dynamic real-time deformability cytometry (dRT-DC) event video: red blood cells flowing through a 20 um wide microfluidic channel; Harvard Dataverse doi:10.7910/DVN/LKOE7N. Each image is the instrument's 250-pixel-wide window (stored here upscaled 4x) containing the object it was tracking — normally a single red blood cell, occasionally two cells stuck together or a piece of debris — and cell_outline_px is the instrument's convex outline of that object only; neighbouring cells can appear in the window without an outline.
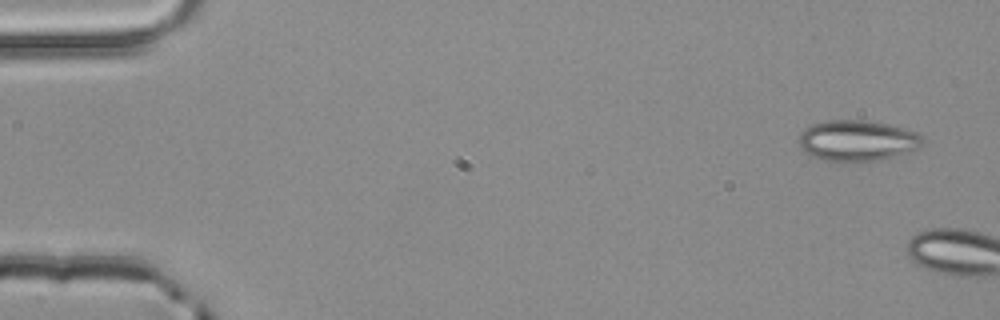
{"species": "common noctule bat (a hibernating species)", "species_latin": "Nyctalus noctula", "temperature_condition": "room temperature", "stored_images_in_passage": 4, "camera_frame_rate_fps": 3000, "um_per_image_px": 0.085, "animal": {"sex": "male", "body_mass_g": 20.4}, "frame": {"image": 1, "passage_image": 1, "time_ms": 0.0, "image_size_px": [1000, 320], "cell_outline_px": [[924, 144], [920, 148], [888, 160], [848, 164], [840, 164], [824, 160], [812, 156], [804, 152], [800, 148], [800, 132], [804, 128], [812, 124], [824, 120], [864, 120], [888, 124], [916, 132], [924, 136]], "centroid_in_image_um": [72.9, 12.0], "position_along_channel_um": 12.1, "area_um2": 30.69}}